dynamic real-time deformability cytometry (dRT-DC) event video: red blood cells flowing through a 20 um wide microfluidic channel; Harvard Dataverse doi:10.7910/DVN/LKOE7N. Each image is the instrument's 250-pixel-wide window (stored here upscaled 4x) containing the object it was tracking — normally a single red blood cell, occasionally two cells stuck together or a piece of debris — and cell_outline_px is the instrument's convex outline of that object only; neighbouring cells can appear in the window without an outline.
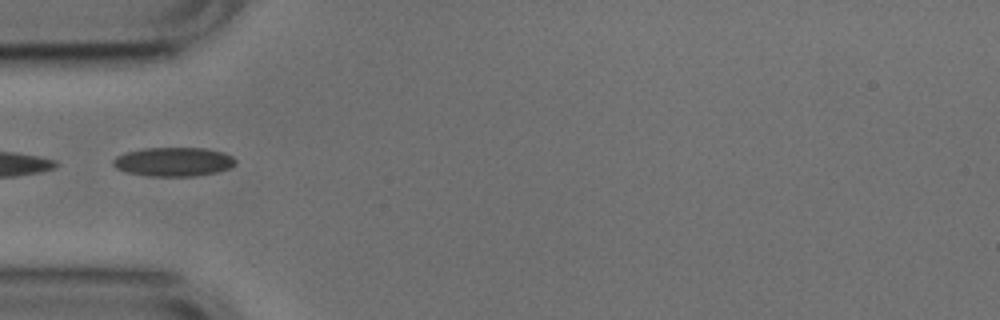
{"species": "common noctule bat (a hibernating species)", "species_latin": "Nyctalus noctula", "temperature_condition": "cold", "stored_images_in_passage": 8, "camera_frame_rate_fps": 3000, "um_per_image_px": 0.085, "animal": {"sex": "male", "body_mass_g": 17.9, "forearm_length_mm": 54.2}, "frame": {"image": 1, "passage_image": 1, "time_ms": 0.0, "image_size_px": [1000, 320], "cell_outline_px": [[236, 164], [232, 168], [216, 172], [196, 176], [148, 176], [124, 172], [116, 168], [112, 164], [112, 160], [116, 156], [124, 152], [144, 148], [204, 148], [224, 152], [232, 156], [236, 160]], "centroid_in_image_um": [14.74, 13.75], "position_along_channel_um": 70.3, "area_um2": 20.98}}